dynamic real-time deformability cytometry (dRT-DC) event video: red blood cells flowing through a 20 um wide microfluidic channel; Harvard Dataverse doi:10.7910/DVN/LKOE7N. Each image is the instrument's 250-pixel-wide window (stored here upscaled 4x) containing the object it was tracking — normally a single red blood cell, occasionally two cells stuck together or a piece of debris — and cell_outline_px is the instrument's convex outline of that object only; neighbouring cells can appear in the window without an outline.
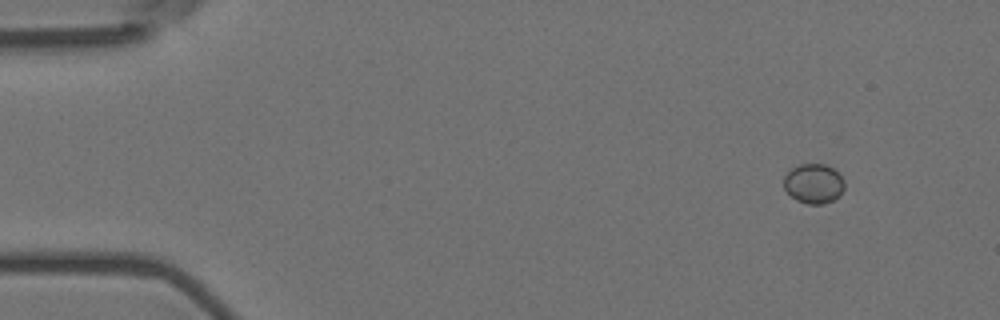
{"species": "Egyptian fruit bat (a non-hibernating species)", "species_latin": "Rousettus aegyptiacus", "temperature_condition": "room temperature", "stored_images_in_passage": 5, "camera_frame_rate_fps": 3000, "um_per_image_px": 0.085, "animal": {"sex": "female"}, "frame": {"image": 1, "passage_image": 1, "time_ms": 0.0, "image_size_px": [1000, 320], "cell_outline_px": [[844, 188], [840, 196], [824, 204], [808, 204], [796, 200], [784, 188], [784, 176], [792, 168], [800, 164], [824, 164], [832, 168], [844, 180]], "centroid_in_image_um": [69.16, 15.61], "position_along_channel_um": 15.8, "area_um2": 13.93}}
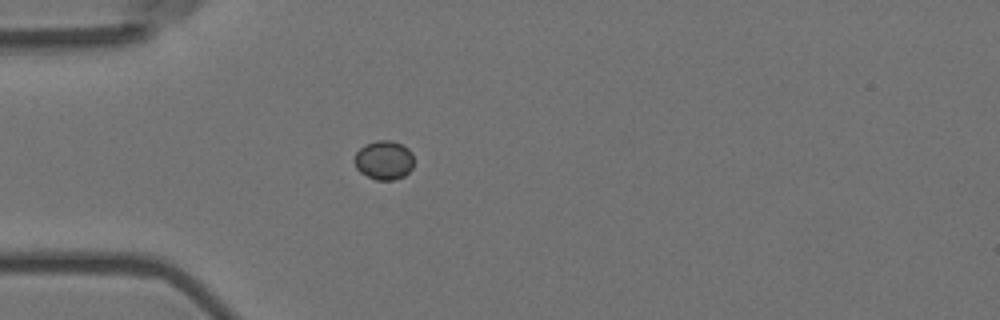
{"frame": {"image": 2, "passage_image": 4, "time_ms": 1.0, "image_size_px": [1000, 320], "cell_outline_px": [[412, 168], [404, 176], [392, 180], [376, 180], [360, 172], [356, 168], [356, 152], [364, 144], [376, 140], [392, 140], [408, 148], [412, 152]], "centroid_in_image_um": [32.64, 13.6], "position_along_channel_um": 52.4, "area_um2": 13.41}}